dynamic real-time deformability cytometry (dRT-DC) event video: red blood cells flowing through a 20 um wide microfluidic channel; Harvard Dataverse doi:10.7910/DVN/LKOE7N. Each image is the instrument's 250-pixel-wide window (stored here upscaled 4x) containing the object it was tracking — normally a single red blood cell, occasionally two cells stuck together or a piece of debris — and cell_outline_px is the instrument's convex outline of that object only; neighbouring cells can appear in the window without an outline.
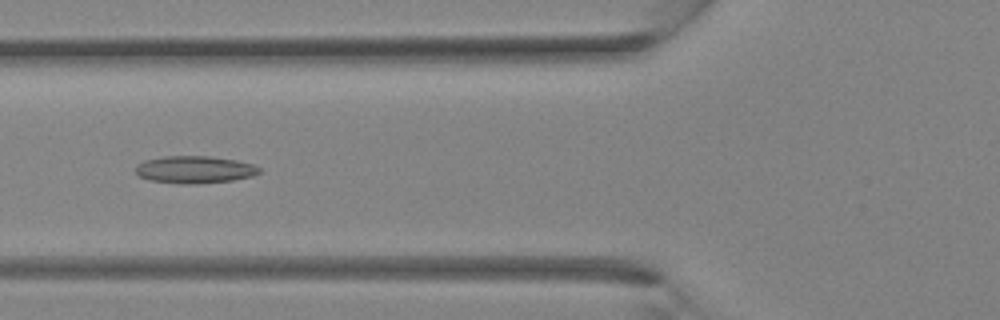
{"species": "Egyptian fruit bat (a non-hibernating species)", "species_latin": "Rousettus aegyptiacus", "temperature_condition": "room temperature", "stored_images_in_passage": 27, "camera_frame_rate_fps": 3000, "um_per_image_px": 0.085, "animal": {"sex": "female"}, "frame": {"image": 1, "passage_image": 5, "time_ms": 1.333, "image_size_px": [1000, 320], "cell_outline_px": [[260, 172], [252, 176], [232, 180], [196, 184], [180, 184], [148, 180], [140, 176], [136, 172], [136, 164], [144, 160], [164, 156], [208, 156], [236, 160], [252, 164], [260, 168]], "centroid_in_image_um": [16.51, 14.41], "position_along_channel_um": 109.3, "area_um2": 19.71}}
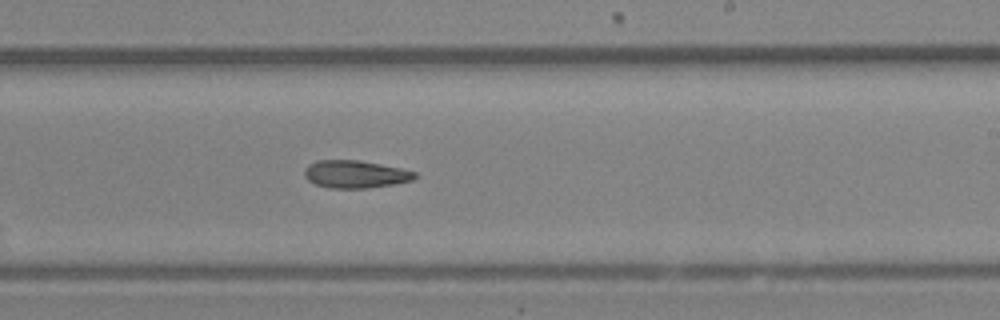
{"frame": {"image": 2, "passage_image": 13, "time_ms": 4.0, "image_size_px": [1000, 320], "cell_outline_px": [[416, 176], [412, 180], [392, 184], [364, 188], [328, 188], [316, 184], [308, 180], [304, 176], [304, 168], [308, 164], [316, 160], [360, 160], [400, 168], [416, 172]], "centroid_in_image_um": [30.15, 14.8], "position_along_channel_um": 258.9, "area_um2": 17.69}}
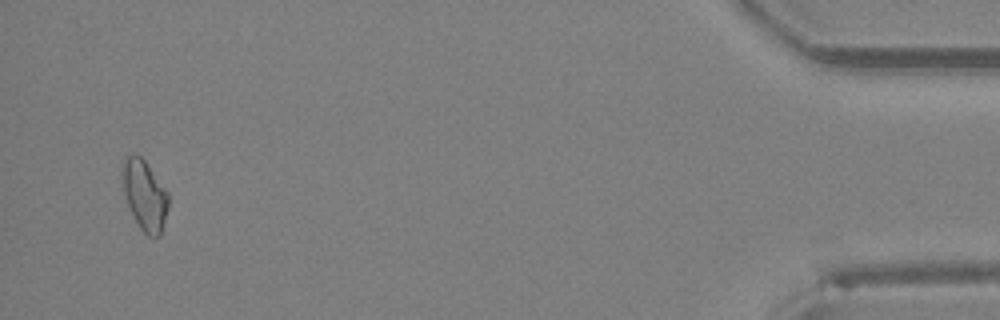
{"frame": {"image": 3, "passage_image": 26, "time_ms": 8.333, "image_size_px": [1000, 320], "cell_outline_px": [[168, 208], [160, 236], [148, 236], [140, 228], [128, 204], [124, 192], [120, 176], [120, 172], [124, 160], [128, 152], [132, 152], [140, 156], [144, 160], [168, 192]], "centroid_in_image_um": [12.27, 16.53], "position_along_channel_um": 422.9, "area_um2": 18.79}}